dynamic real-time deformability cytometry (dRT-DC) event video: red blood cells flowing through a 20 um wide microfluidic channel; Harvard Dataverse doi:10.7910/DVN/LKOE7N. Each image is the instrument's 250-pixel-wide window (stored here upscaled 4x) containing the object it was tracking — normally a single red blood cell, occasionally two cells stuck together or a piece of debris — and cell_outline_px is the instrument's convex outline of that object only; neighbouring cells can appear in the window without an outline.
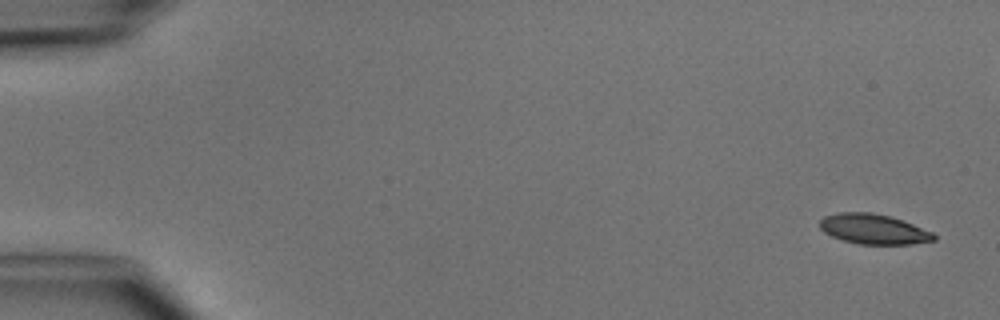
{"species": "common noctule bat (a hibernating species)", "species_latin": "Nyctalus noctula", "temperature_condition": "cold", "stored_images_in_passage": 6, "camera_frame_rate_fps": 3000, "um_per_image_px": 0.085, "animal": {"sex": "male", "body_mass_g": 15.6}, "frame": {"image": 1, "passage_image": 1, "time_ms": 0.0, "image_size_px": [1000, 320], "cell_outline_px": [[936, 240], [912, 244], [860, 244], [844, 240], [832, 236], [824, 232], [820, 228], [820, 220], [824, 216], [840, 212], [872, 212], [888, 216], [912, 224], [932, 232], [936, 236]], "centroid_in_image_um": [74.24, 19.47], "position_along_channel_um": 10.8, "area_um2": 19.77}}